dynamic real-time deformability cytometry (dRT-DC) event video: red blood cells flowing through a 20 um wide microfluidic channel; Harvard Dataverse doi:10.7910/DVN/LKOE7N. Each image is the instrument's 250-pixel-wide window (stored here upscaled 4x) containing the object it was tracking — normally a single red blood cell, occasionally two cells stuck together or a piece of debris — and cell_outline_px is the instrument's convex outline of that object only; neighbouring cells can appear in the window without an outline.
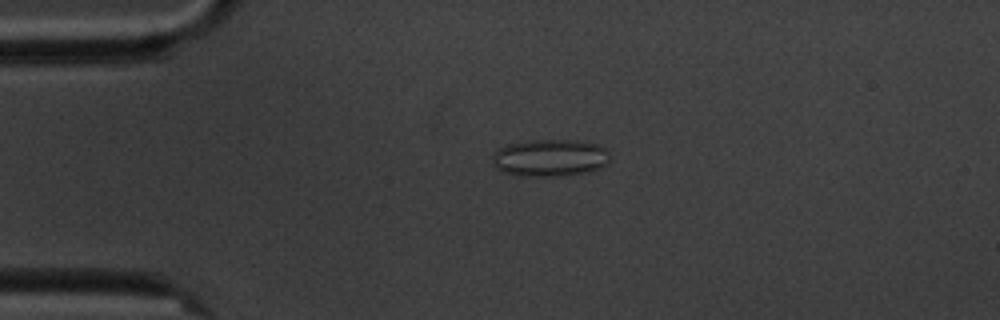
{"species": "common noctule bat (a hibernating species)", "species_latin": "Nyctalus noctula", "temperature_condition": "cold", "stored_images_in_passage": 5, "camera_frame_rate_fps": 3000, "um_per_image_px": 0.085, "animal": {"sex": "male", "body_mass_g": 20.1, "forearm_length_mm": 53.5}, "frame": {"image": 1, "passage_image": 4, "time_ms": 3.333, "image_size_px": [1000, 320], "cell_outline_px": [[608, 164], [600, 168], [588, 172], [560, 176], [520, 176], [504, 172], [496, 168], [492, 164], [492, 156], [496, 148], [508, 144], [532, 140], [576, 140], [596, 144], [604, 148], [608, 152]], "centroid_in_image_um": [46.71, 13.42], "position_along_channel_um": 38.3, "area_um2": 25.66}}